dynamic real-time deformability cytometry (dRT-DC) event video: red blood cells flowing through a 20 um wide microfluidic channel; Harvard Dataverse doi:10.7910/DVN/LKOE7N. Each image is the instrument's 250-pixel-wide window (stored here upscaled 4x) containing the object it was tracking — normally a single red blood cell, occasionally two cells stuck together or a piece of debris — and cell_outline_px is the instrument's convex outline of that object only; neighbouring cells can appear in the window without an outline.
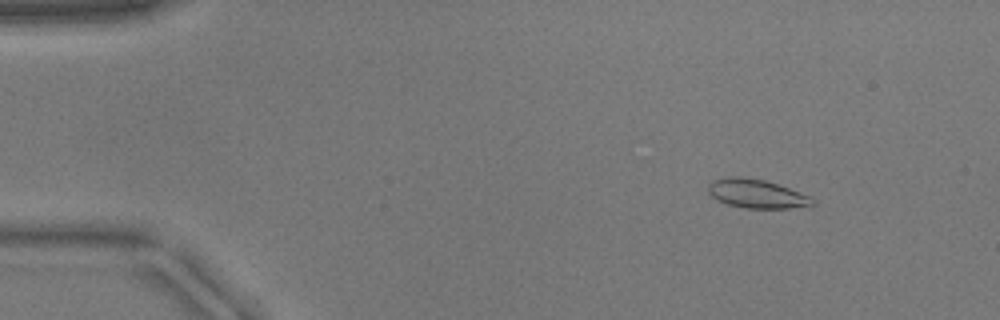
{"species": "common noctule bat (a hibernating species)", "species_latin": "Nyctalus noctula", "temperature_condition": "warm", "stored_images_in_passage": 35, "camera_frame_rate_fps": 3000, "um_per_image_px": 0.085, "animal": {"sex": "male", "body_mass_g": 17.9}, "frame": {"image": 1, "passage_image": 7, "time_ms": 2.0, "image_size_px": [1000, 320], "cell_outline_px": [[816, 204], [788, 208], [744, 208], [728, 204], [716, 200], [708, 192], [708, 184], [712, 180], [732, 176], [740, 176], [764, 180], [812, 196], [816, 200]], "centroid_in_image_um": [64.31, 16.46], "position_along_channel_um": 20.7, "area_um2": 17.51}}
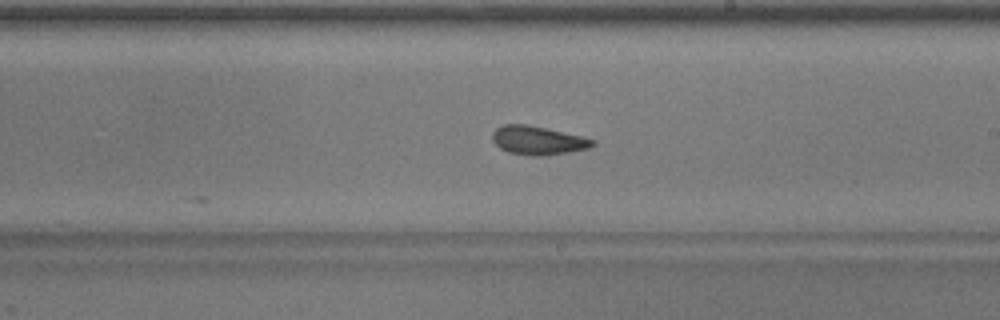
{"frame": {"image": 2, "passage_image": 31, "time_ms": 10.0, "image_size_px": [1000, 320], "cell_outline_px": [[596, 144], [588, 148], [568, 152], [544, 156], [528, 156], [508, 152], [500, 148], [492, 140], [492, 132], [496, 128], [504, 124], [528, 124], [580, 136], [596, 140]], "centroid_in_image_um": [45.69, 11.94], "position_along_channel_um": 243.3, "area_um2": 16.76}}
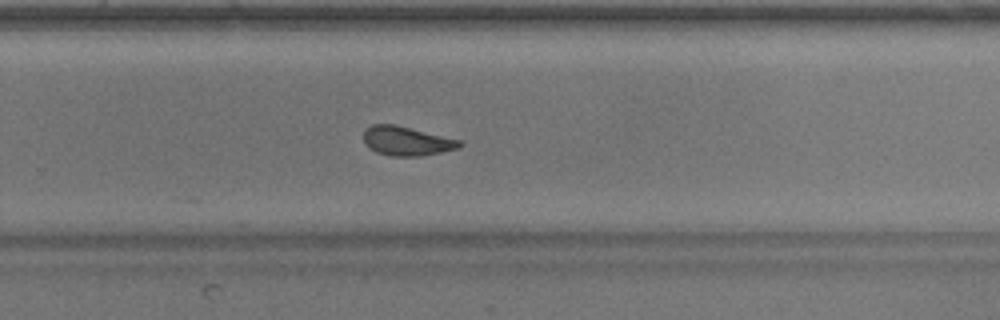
{"frame": {"image": 3, "passage_image": 35, "time_ms": 11.333, "image_size_px": [1000, 320], "cell_outline_px": [[464, 144], [460, 148], [420, 156], [392, 156], [376, 152], [368, 148], [364, 144], [364, 132], [372, 124], [396, 124], [460, 140]], "centroid_in_image_um": [34.56, 11.99], "position_along_channel_um": 295.2, "area_um2": 16.36}}